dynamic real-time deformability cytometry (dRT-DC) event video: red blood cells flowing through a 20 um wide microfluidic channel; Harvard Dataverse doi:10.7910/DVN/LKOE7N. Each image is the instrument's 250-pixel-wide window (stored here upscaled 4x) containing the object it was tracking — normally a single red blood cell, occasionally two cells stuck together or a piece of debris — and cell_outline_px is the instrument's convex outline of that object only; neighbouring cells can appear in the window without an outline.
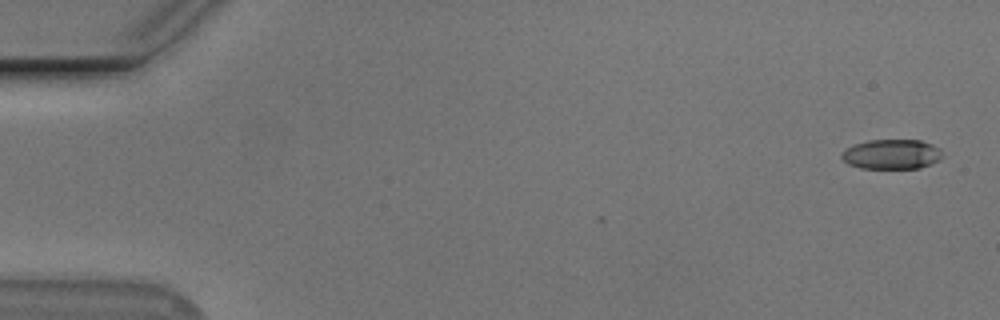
{"species": "Egyptian fruit bat (a non-hibernating species)", "species_latin": "Rousettus aegyptiacus", "temperature_condition": "cold", "stored_images_in_passage": 6, "camera_frame_rate_fps": 3000, "um_per_image_px": 0.085, "animal": {"sex": "male"}, "frame": {"image": 1, "passage_image": 1, "time_ms": 0.0, "image_size_px": [1000, 320], "cell_outline_px": [[940, 160], [920, 168], [860, 168], [848, 164], [840, 156], [848, 148], [856, 144], [868, 140], [920, 140], [932, 144], [940, 148]], "centroid_in_image_um": [75.8, 13.11], "position_along_channel_um": 9.2, "area_um2": 17.28}}